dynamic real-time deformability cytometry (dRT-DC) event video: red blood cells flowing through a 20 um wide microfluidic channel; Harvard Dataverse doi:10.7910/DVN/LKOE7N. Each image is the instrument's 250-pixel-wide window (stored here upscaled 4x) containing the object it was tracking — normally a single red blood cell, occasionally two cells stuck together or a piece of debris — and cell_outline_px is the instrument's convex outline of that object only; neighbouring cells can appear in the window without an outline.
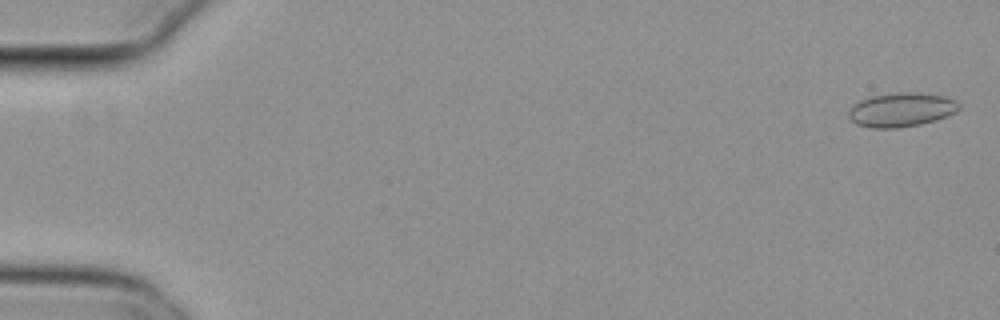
{"species": "common noctule bat (a hibernating species)", "species_latin": "Nyctalus noctula", "temperature_condition": "cold", "stored_images_in_passage": 17, "camera_frame_rate_fps": 3000, "um_per_image_px": 0.085, "animal": {"sex": "female", "body_mass_g": 29.2, "forearm_length_mm": 56.3}, "frame": {"image": 1, "passage_image": 2, "time_ms": 0.333, "image_size_px": [1000, 320], "cell_outline_px": [[960, 108], [956, 112], [948, 116], [936, 120], [920, 124], [896, 128], [872, 128], [856, 124], [848, 116], [848, 112], [852, 104], [860, 100], [872, 96], [896, 92], [916, 92], [944, 96], [956, 100], [960, 104]], "centroid_in_image_um": [76.62, 9.32], "position_along_channel_um": 8.4, "area_um2": 22.08}}
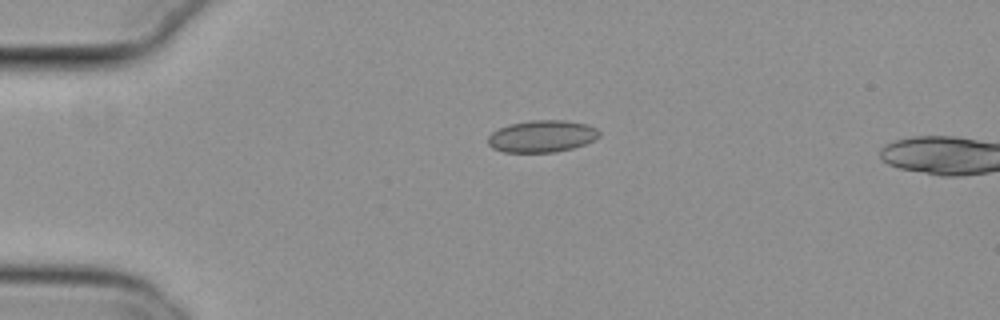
{"frame": {"image": 2, "passage_image": 14, "time_ms": 4.333, "image_size_px": [1000, 320], "cell_outline_px": [[600, 136], [584, 144], [572, 148], [556, 152], [504, 152], [492, 148], [488, 144], [488, 136], [492, 132], [508, 124], [532, 120], [564, 120], [588, 124], [596, 128], [600, 132]], "centroid_in_image_um": [46.06, 11.58], "position_along_channel_um": 38.9, "area_um2": 20.75}}